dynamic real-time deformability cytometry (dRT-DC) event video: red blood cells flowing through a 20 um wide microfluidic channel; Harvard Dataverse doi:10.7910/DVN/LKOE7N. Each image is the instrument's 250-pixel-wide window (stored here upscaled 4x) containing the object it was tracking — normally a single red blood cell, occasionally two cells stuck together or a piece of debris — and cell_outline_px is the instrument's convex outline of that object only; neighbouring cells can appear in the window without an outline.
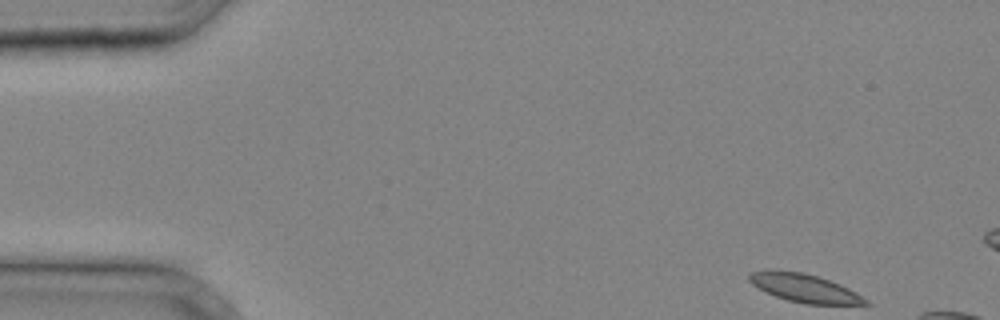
{"species": "common noctule bat (a hibernating species)", "species_latin": "Nyctalus noctula", "temperature_condition": "cold", "stored_images_in_passage": 7, "camera_frame_rate_fps": 3000, "um_per_image_px": 0.085, "animal": {"sex": "male", "body_mass_g": 20.4}, "frame": {"image": 1, "passage_image": 1, "time_ms": 0.0, "image_size_px": [1000, 320], "cell_outline_px": [[872, 304], [804, 304], [788, 300], [776, 296], [752, 284], [748, 280], [748, 272], [768, 268], [772, 268], [804, 272], [840, 284], [856, 292], [868, 300]], "centroid_in_image_um": [68.33, 24.45], "position_along_channel_um": 16.7, "area_um2": 19.36}}